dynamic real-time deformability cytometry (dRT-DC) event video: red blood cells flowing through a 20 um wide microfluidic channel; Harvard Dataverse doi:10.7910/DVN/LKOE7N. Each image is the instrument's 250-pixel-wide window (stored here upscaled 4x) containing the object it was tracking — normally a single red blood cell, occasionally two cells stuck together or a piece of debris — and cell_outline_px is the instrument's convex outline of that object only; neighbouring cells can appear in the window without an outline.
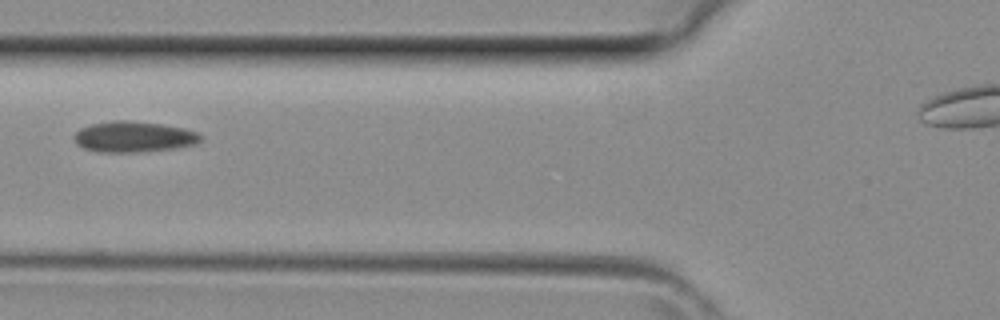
{"species": "common noctule bat (a hibernating species)", "species_latin": "Nyctalus noctula", "temperature_condition": "room temperature", "stored_images_in_passage": 3, "camera_frame_rate_fps": 3000, "um_per_image_px": 0.085, "animal": {"sex": "female", "body_mass_g": 29.2, "forearm_length_mm": 56.3}, "frame": {"image": 1, "passage_image": 3, "time_ms": 0.667, "image_size_px": [1000, 320], "cell_outline_px": [[200, 140], [196, 144], [172, 148], [136, 152], [100, 152], [84, 148], [76, 144], [72, 136], [80, 128], [92, 124], [112, 120], [128, 120], [160, 124], [184, 128], [196, 132], [200, 136]], "centroid_in_image_um": [11.3, 11.62], "position_along_channel_um": 114.5, "area_um2": 22.54}}